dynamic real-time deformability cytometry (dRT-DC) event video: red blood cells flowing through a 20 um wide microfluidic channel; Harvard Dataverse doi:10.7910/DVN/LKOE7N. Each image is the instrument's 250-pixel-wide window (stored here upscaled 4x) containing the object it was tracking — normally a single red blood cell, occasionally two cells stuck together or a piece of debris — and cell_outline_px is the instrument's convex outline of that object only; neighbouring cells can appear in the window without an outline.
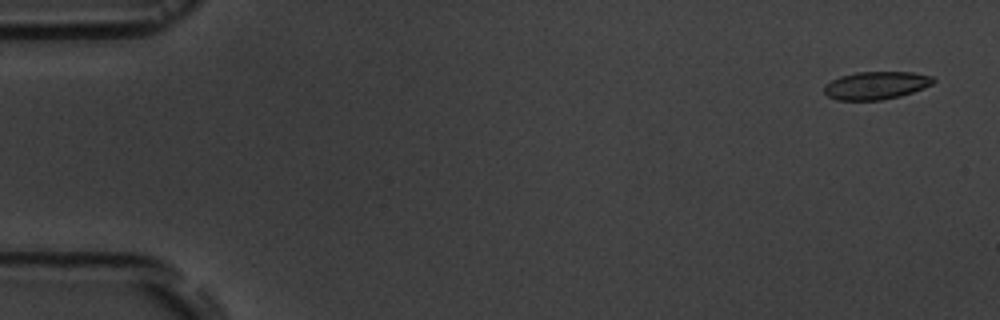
{"species": "common noctule bat (a hibernating species)", "species_latin": "Nyctalus noctula", "temperature_condition": "room temperature", "stored_images_in_passage": 4, "camera_frame_rate_fps": 3000, "um_per_image_px": 0.085, "animal": {"sex": "male", "body_mass_g": 19.5, "forearm_length_mm": 54.6}, "frame": {"image": 1, "passage_image": 1, "time_ms": 0.0, "image_size_px": [1000, 320], "cell_outline_px": [[936, 80], [932, 84], [924, 88], [900, 96], [880, 100], [836, 100], [828, 96], [824, 92], [824, 84], [840, 76], [856, 72], [912, 72], [932, 76]], "centroid_in_image_um": [74.46, 7.26], "position_along_channel_um": 10.5, "area_um2": 17.74}}